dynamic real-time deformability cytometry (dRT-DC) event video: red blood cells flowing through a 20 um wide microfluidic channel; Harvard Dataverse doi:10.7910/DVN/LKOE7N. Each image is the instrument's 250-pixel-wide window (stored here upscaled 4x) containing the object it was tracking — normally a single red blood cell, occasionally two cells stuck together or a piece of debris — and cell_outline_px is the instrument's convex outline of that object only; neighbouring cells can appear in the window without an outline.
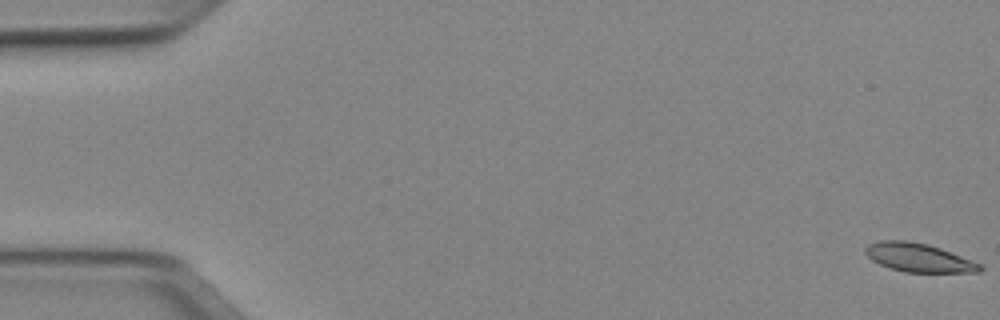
{"species": "Egyptian fruit bat (a non-hibernating species)", "species_latin": "Rousettus aegyptiacus", "temperature_condition": "cold", "stored_images_in_passage": 52, "camera_frame_rate_fps": 3000, "um_per_image_px": 0.085, "animal": {"sex": "female"}, "frame": {"image": 1, "passage_image": 1, "time_ms": 0.0, "image_size_px": [1000, 320], "cell_outline_px": [[984, 268], [980, 272], [904, 272], [880, 264], [872, 260], [864, 252], [864, 248], [868, 244], [880, 240], [908, 240], [928, 244], [940, 248], [972, 260], [980, 264]], "centroid_in_image_um": [78.07, 21.89], "position_along_channel_um": 6.9, "area_um2": 19.07}}
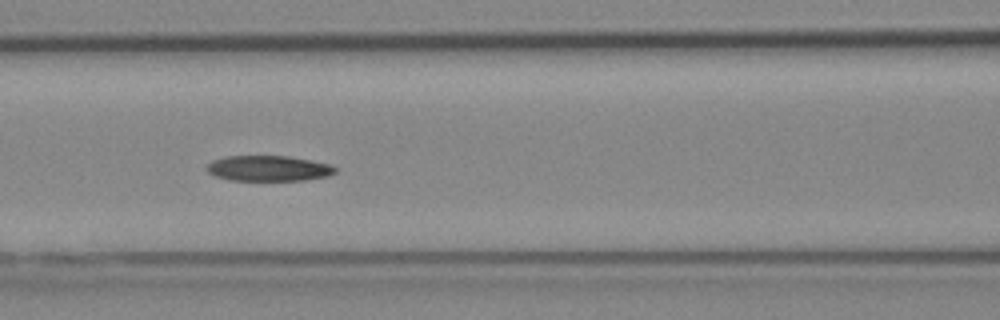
{"frame": {"image": 2, "passage_image": 23, "time_ms": 7.333, "image_size_px": [1000, 320], "cell_outline_px": [[336, 172], [328, 176], [304, 180], [228, 180], [216, 176], [208, 172], [204, 168], [212, 160], [224, 156], [288, 156], [312, 160], [332, 164], [336, 168]], "centroid_in_image_um": [22.82, 14.3], "position_along_channel_um": 143.8, "area_um2": 19.25}}
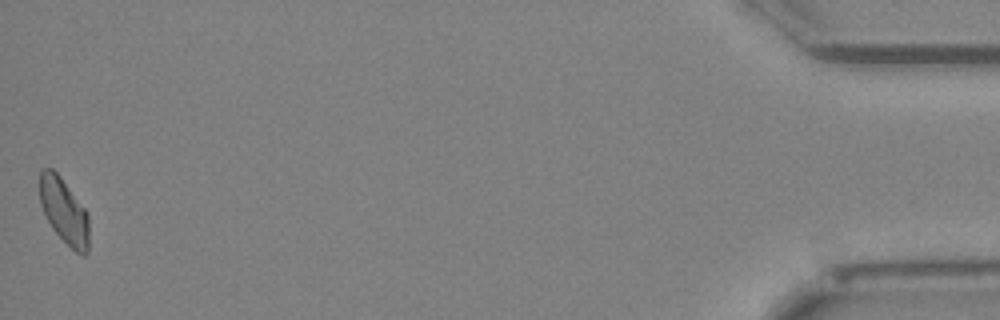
{"frame": {"image": 3, "passage_image": 52, "time_ms": 17.0, "image_size_px": [1000, 320], "cell_outline_px": [[88, 252], [84, 256], [76, 252], [52, 228], [40, 204], [40, 168], [52, 168], [60, 176], [88, 212]], "centroid_in_image_um": [5.45, 17.92], "position_along_channel_um": 429.8, "area_um2": 18.61}}